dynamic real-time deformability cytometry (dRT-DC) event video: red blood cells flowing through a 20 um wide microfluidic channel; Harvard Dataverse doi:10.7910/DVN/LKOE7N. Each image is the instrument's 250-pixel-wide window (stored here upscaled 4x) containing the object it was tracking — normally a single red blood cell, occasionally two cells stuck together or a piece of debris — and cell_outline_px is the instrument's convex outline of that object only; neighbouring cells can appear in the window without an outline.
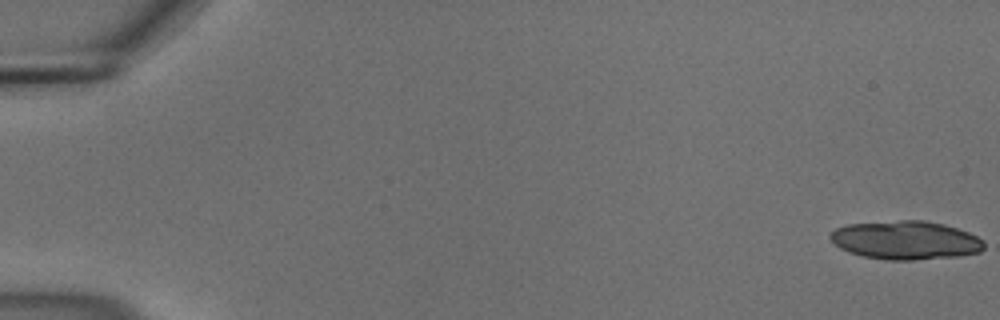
{"species": "common noctule bat (a hibernating species)", "species_latin": "Nyctalus noctula", "temperature_condition": "cold", "stored_images_in_passage": 56, "segment_of_instrument_passage": [1, 2], "camera_frame_rate_fps": 3000, "um_per_image_px": 0.085, "animal": {"sex": "male", "body_mass_g": 18.8}, "frame": {"image": 1, "passage_image": 1, "time_ms": 0.0, "image_size_px": [1000, 320], "cell_outline_px": [[984, 248], [980, 252], [960, 256], [912, 260], [888, 260], [864, 256], [848, 252], [840, 248], [828, 236], [836, 228], [848, 224], [900, 220], [924, 220], [944, 224], [968, 232], [984, 240]], "centroid_in_image_um": [77.0, 20.41], "position_along_channel_um": 8.0, "area_um2": 34.56}}